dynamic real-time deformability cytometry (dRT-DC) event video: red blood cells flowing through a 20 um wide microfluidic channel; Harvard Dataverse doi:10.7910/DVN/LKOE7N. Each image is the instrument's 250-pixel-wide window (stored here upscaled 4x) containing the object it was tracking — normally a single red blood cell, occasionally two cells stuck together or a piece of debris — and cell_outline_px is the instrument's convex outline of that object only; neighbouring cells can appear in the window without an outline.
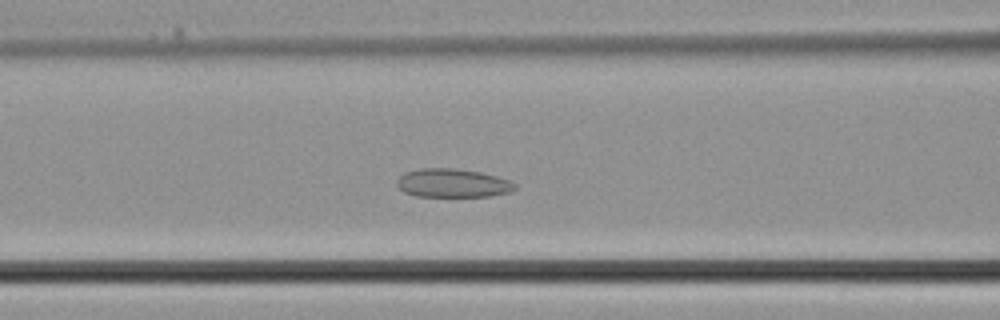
{"species": "common noctule bat (a hibernating species)", "species_latin": "Nyctalus noctula", "temperature_condition": "cold", "stored_images_in_passage": 34, "camera_frame_rate_fps": 3000, "um_per_image_px": 0.085, "animal": {"sex": "male", "body_mass_g": 21.5, "forearm_length_mm": 52.0}, "frame": {"image": 1, "passage_image": 11, "time_ms": 3.333, "image_size_px": [1000, 320], "cell_outline_px": [[516, 188], [508, 192], [488, 196], [416, 196], [404, 192], [396, 184], [396, 180], [404, 172], [420, 168], [452, 168], [480, 172], [496, 176], [508, 180], [516, 184]], "centroid_in_image_um": [38.43, 15.55], "position_along_channel_um": 128.2, "area_um2": 19.54}}
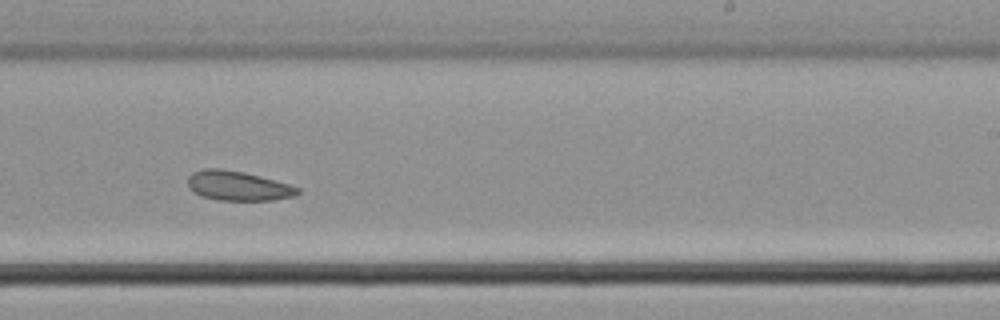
{"frame": {"image": 2, "passage_image": 19, "time_ms": 6.0, "image_size_px": [1000, 320], "cell_outline_px": [[300, 192], [296, 196], [272, 200], [220, 200], [200, 196], [188, 184], [188, 176], [192, 172], [204, 168], [220, 168], [244, 172], [260, 176], [288, 184], [300, 188]], "centroid_in_image_um": [20.24, 15.79], "position_along_channel_um": 268.8, "area_um2": 18.84}}
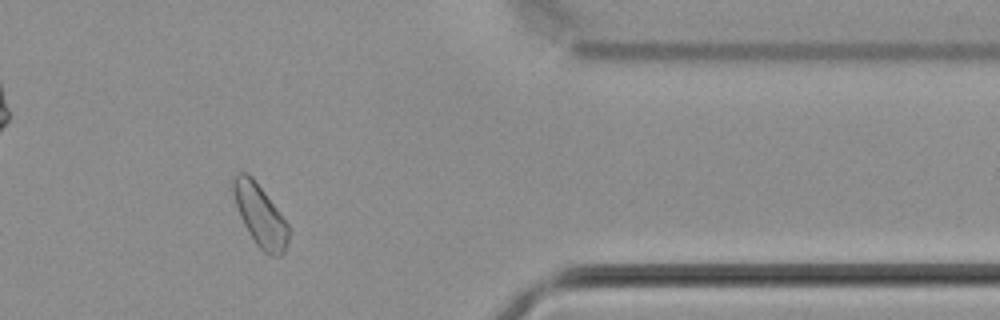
{"frame": {"image": 3, "passage_image": 27, "time_ms": 8.667, "image_size_px": [1000, 320], "cell_outline_px": [[288, 240], [284, 252], [280, 256], [272, 256], [264, 252], [256, 244], [248, 232], [240, 216], [232, 192], [232, 176], [236, 172], [248, 172], [252, 176], [288, 224]], "centroid_in_image_um": [22.08, 18.28], "position_along_channel_um": 389.3, "area_um2": 19.77}}